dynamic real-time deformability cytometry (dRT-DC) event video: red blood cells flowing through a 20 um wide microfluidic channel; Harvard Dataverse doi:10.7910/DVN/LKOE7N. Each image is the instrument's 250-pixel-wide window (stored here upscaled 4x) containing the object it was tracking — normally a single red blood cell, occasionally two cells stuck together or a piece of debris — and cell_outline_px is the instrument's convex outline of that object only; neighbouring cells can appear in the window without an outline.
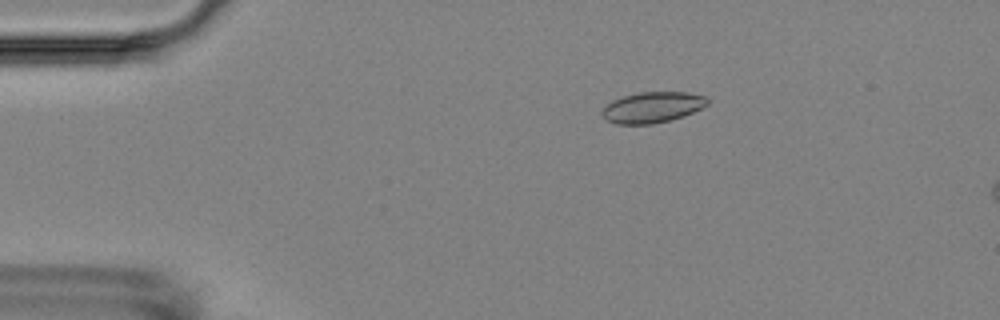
{"species": "Egyptian fruit bat (a non-hibernating species)", "species_latin": "Rousettus aegyptiacus", "temperature_condition": "room temperature", "stored_images_in_passage": 5, "camera_frame_rate_fps": 3000, "um_per_image_px": 0.085, "animal": {"sex": "female"}, "frame": {"image": 1, "passage_image": 3, "time_ms": 2.333, "image_size_px": [1000, 320], "cell_outline_px": [[708, 104], [692, 112], [668, 120], [652, 124], [616, 124], [604, 120], [600, 112], [612, 100], [624, 96], [640, 92], [688, 92], [708, 96]], "centroid_in_image_um": [55.42, 9.11], "position_along_channel_um": 29.6, "area_um2": 18.84}}